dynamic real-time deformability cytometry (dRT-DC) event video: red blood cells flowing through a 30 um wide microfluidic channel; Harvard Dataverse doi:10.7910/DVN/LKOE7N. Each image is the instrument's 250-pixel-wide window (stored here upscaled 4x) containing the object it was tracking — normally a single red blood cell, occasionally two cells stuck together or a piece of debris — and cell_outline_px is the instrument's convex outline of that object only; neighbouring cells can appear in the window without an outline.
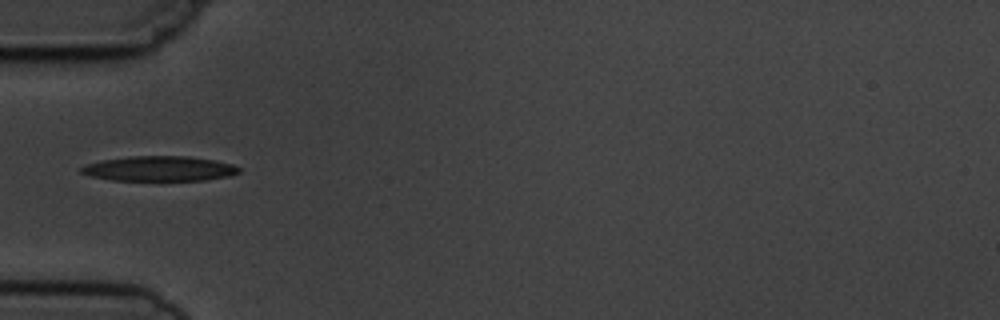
{"species": "common noctule bat (a hibernating species)", "species_latin": "Nyctalus noctula", "temperature_condition": "cold", "stored_images_in_passage": 2, "camera_frame_rate_fps": 3000, "um_per_image_px": 0.085, "animal": {"sex": "male", "body_mass_g": 19.5, "forearm_length_mm": 54.6}, "frame": {"image": 1, "passage_image": 2, "time_ms": 1.0, "image_size_px": [1000, 320], "cell_outline_px": [[240, 172], [228, 176], [204, 180], [112, 180], [92, 176], [80, 172], [80, 168], [88, 164], [100, 160], [128, 156], [188, 156], [216, 160], [232, 164], [240, 168]], "centroid_in_image_um": [13.56, 14.32], "position_along_channel_um": 71.4, "area_um2": 22.89}}